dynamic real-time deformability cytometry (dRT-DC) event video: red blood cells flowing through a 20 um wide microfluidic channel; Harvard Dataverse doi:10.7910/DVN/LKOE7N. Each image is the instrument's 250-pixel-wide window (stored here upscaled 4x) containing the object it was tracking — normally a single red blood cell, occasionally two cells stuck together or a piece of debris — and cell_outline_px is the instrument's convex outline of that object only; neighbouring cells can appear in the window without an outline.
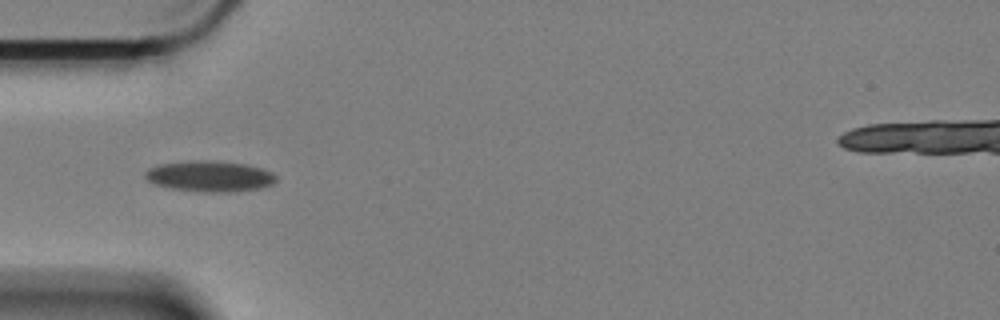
{"species": "Egyptian fruit bat (a non-hibernating species)", "species_latin": "Rousettus aegyptiacus", "temperature_condition": "cold", "stored_images_in_passage": 34, "camera_frame_rate_fps": 3000, "um_per_image_px": 0.085, "animal": {"sex": "female"}, "frame": {"image": 1, "passage_image": 1, "time_ms": 0.0, "image_size_px": [1000, 320], "cell_outline_px": [[276, 180], [272, 184], [260, 188], [228, 192], [204, 192], [168, 188], [156, 184], [148, 180], [144, 176], [144, 172], [148, 168], [160, 164], [200, 160], [216, 160], [244, 164], [260, 168], [272, 172], [276, 176]], "centroid_in_image_um": [17.81, 14.98], "position_along_channel_um": 67.2, "area_um2": 23.47}}
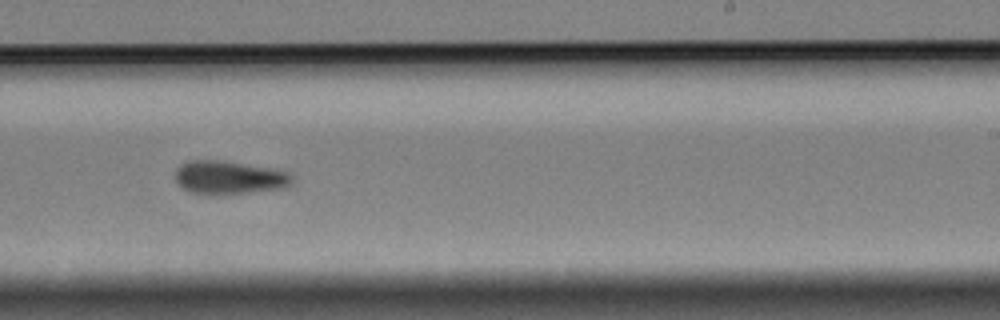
{"frame": {"image": 2, "passage_image": 19, "time_ms": 6.0, "image_size_px": [1000, 320], "cell_outline_px": [[292, 184], [288, 188], [224, 196], [208, 196], [188, 192], [176, 184], [176, 168], [180, 164], [192, 160], [216, 160], [272, 168], [288, 172], [292, 176]], "centroid_in_image_um": [19.46, 15.14], "position_along_channel_um": 269.5, "area_um2": 23.52}}
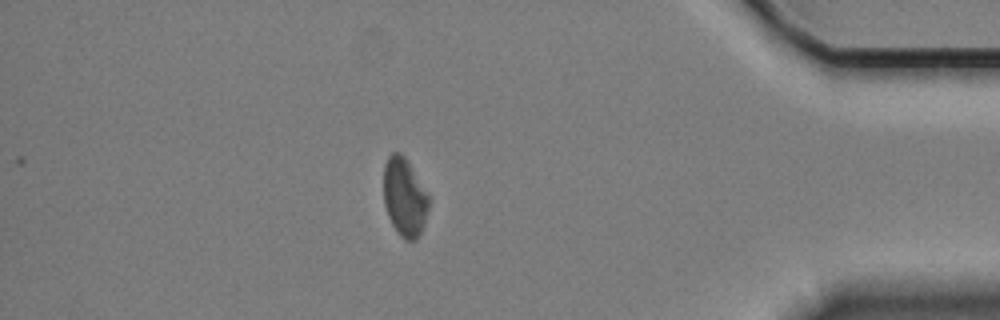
{"frame": {"image": 3, "passage_image": 34, "time_ms": 11.0, "image_size_px": [1000, 320], "cell_outline_px": [[428, 208], [424, 224], [416, 240], [404, 240], [400, 236], [392, 224], [388, 216], [384, 204], [384, 164], [388, 156], [392, 152], [400, 152], [404, 156], [428, 196]], "centroid_in_image_um": [34.35, 16.77], "position_along_channel_um": 400.8, "area_um2": 20.23}, "authors_computed_cell_mechanics": {"area_um2": 22.542, "velocity_mm_per_s": 3.369, "shape_relaxation_time_tau1_ms": 5.0433, "shape_relaxation_time_tau2_ms": null, "deformation_change_tau1": 0.0838, "deformation_change_tau2": null}}